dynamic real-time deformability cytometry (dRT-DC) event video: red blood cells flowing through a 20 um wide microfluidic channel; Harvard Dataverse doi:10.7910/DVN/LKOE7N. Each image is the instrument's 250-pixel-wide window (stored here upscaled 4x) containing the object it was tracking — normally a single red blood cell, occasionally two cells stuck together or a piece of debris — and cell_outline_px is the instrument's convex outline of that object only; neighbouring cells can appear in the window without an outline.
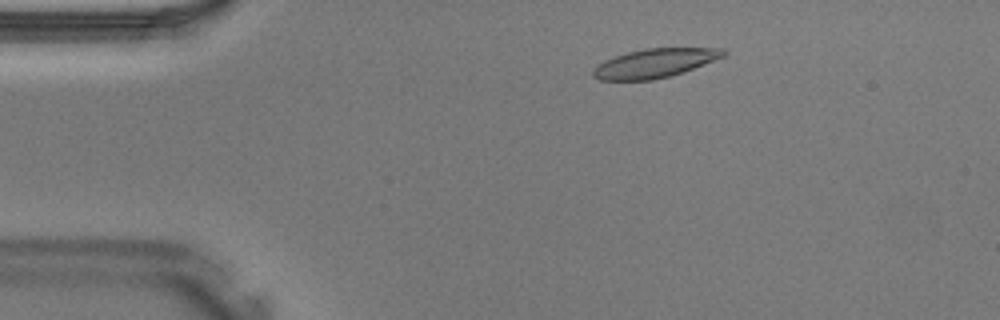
{"species": "Egyptian fruit bat (a non-hibernating species)", "species_latin": "Rousettus aegyptiacus", "temperature_condition": "warm", "stored_images_in_passage": 38, "camera_frame_rate_fps": 3000, "um_per_image_px": 0.085, "animal": {"sex": "male"}, "frame": {"image": 1, "passage_image": 5, "time_ms": 1.333, "image_size_px": [1000, 320], "cell_outline_px": [[728, 52], [724, 56], [672, 76], [652, 80], [600, 80], [592, 76], [592, 72], [604, 60], [628, 52], [644, 48], [724, 48]], "centroid_in_image_um": [55.66, 5.37], "position_along_channel_um": 29.3, "area_um2": 21.79}}
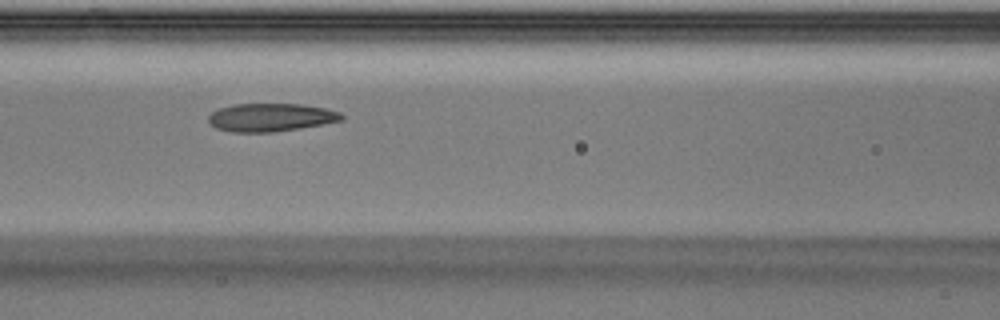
{"frame": {"image": 2, "passage_image": 15, "time_ms": 4.667, "image_size_px": [1000, 320], "cell_outline_px": [[344, 120], [324, 124], [272, 132], [232, 132], [216, 128], [208, 124], [208, 116], [212, 112], [220, 108], [236, 104], [300, 104], [324, 108], [340, 112], [344, 116]], "centroid_in_image_um": [23.01, 9.98], "position_along_channel_um": 143.6, "area_um2": 21.79}}
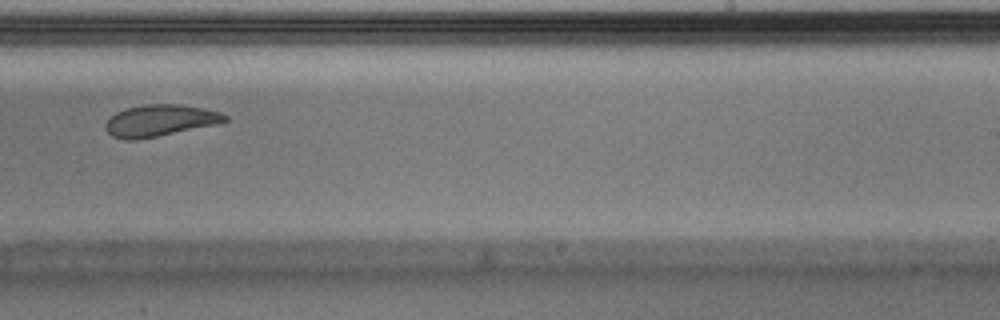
{"frame": {"image": 3, "passage_image": 23, "time_ms": 7.333, "image_size_px": [1000, 320], "cell_outline_px": [[228, 120], [216, 124], [136, 140], [124, 140], [112, 136], [104, 128], [104, 124], [116, 112], [128, 108], [144, 104], [180, 104], [204, 108], [220, 112], [228, 116]], "centroid_in_image_um": [13.58, 10.24], "position_along_channel_um": 275.4, "area_um2": 21.85}}